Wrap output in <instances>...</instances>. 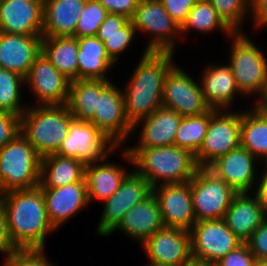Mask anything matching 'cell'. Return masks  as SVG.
Returning a JSON list of instances; mask_svg holds the SVG:
<instances>
[{"mask_svg": "<svg viewBox=\"0 0 267 266\" xmlns=\"http://www.w3.org/2000/svg\"><path fill=\"white\" fill-rule=\"evenodd\" d=\"M10 240L17 250L44 249L49 233L56 231L49 222L42 189L12 190L0 195Z\"/></svg>", "mask_w": 267, "mask_h": 266, "instance_id": "cell-1", "label": "cell"}, {"mask_svg": "<svg viewBox=\"0 0 267 266\" xmlns=\"http://www.w3.org/2000/svg\"><path fill=\"white\" fill-rule=\"evenodd\" d=\"M172 52L145 51L123 91L125 113L134 126L162 106L164 80L175 65Z\"/></svg>", "mask_w": 267, "mask_h": 266, "instance_id": "cell-2", "label": "cell"}, {"mask_svg": "<svg viewBox=\"0 0 267 266\" xmlns=\"http://www.w3.org/2000/svg\"><path fill=\"white\" fill-rule=\"evenodd\" d=\"M122 155L151 188L161 184L187 183L199 168L195 155L174 145L152 148H124ZM161 181V182H160Z\"/></svg>", "mask_w": 267, "mask_h": 266, "instance_id": "cell-3", "label": "cell"}, {"mask_svg": "<svg viewBox=\"0 0 267 266\" xmlns=\"http://www.w3.org/2000/svg\"><path fill=\"white\" fill-rule=\"evenodd\" d=\"M74 116L66 104L31 105L20 116V132L41 156L55 154Z\"/></svg>", "mask_w": 267, "mask_h": 266, "instance_id": "cell-4", "label": "cell"}, {"mask_svg": "<svg viewBox=\"0 0 267 266\" xmlns=\"http://www.w3.org/2000/svg\"><path fill=\"white\" fill-rule=\"evenodd\" d=\"M42 157L21 134L0 149V195L39 186Z\"/></svg>", "mask_w": 267, "mask_h": 266, "instance_id": "cell-5", "label": "cell"}, {"mask_svg": "<svg viewBox=\"0 0 267 266\" xmlns=\"http://www.w3.org/2000/svg\"><path fill=\"white\" fill-rule=\"evenodd\" d=\"M228 65L243 96L263 95L267 86V57L243 32L233 33Z\"/></svg>", "mask_w": 267, "mask_h": 266, "instance_id": "cell-6", "label": "cell"}, {"mask_svg": "<svg viewBox=\"0 0 267 266\" xmlns=\"http://www.w3.org/2000/svg\"><path fill=\"white\" fill-rule=\"evenodd\" d=\"M196 221L223 219L237 192L208 168H198L189 181Z\"/></svg>", "mask_w": 267, "mask_h": 266, "instance_id": "cell-7", "label": "cell"}, {"mask_svg": "<svg viewBox=\"0 0 267 266\" xmlns=\"http://www.w3.org/2000/svg\"><path fill=\"white\" fill-rule=\"evenodd\" d=\"M241 112L217 109L210 117L207 133L195 155L198 167L208 168L219 157L241 145Z\"/></svg>", "mask_w": 267, "mask_h": 266, "instance_id": "cell-8", "label": "cell"}, {"mask_svg": "<svg viewBox=\"0 0 267 266\" xmlns=\"http://www.w3.org/2000/svg\"><path fill=\"white\" fill-rule=\"evenodd\" d=\"M118 148L91 122L73 119L69 131L55 153L79 160L85 167L101 162Z\"/></svg>", "mask_w": 267, "mask_h": 266, "instance_id": "cell-9", "label": "cell"}, {"mask_svg": "<svg viewBox=\"0 0 267 266\" xmlns=\"http://www.w3.org/2000/svg\"><path fill=\"white\" fill-rule=\"evenodd\" d=\"M130 20L137 33H150L145 51L175 53V41L182 37L181 26L172 19L161 2H139Z\"/></svg>", "mask_w": 267, "mask_h": 266, "instance_id": "cell-10", "label": "cell"}, {"mask_svg": "<svg viewBox=\"0 0 267 266\" xmlns=\"http://www.w3.org/2000/svg\"><path fill=\"white\" fill-rule=\"evenodd\" d=\"M189 231L192 258L198 262L213 264L243 243L224 219L196 222Z\"/></svg>", "mask_w": 267, "mask_h": 266, "instance_id": "cell-11", "label": "cell"}, {"mask_svg": "<svg viewBox=\"0 0 267 266\" xmlns=\"http://www.w3.org/2000/svg\"><path fill=\"white\" fill-rule=\"evenodd\" d=\"M131 171L123 179L120 187L104 201L103 212L97 224L96 232L99 236H109L121 222L124 214L152 192L148 181L134 169Z\"/></svg>", "mask_w": 267, "mask_h": 266, "instance_id": "cell-12", "label": "cell"}, {"mask_svg": "<svg viewBox=\"0 0 267 266\" xmlns=\"http://www.w3.org/2000/svg\"><path fill=\"white\" fill-rule=\"evenodd\" d=\"M162 106L173 109L182 117L200 115L210 109L204 101L200 83L177 65L165 77Z\"/></svg>", "mask_w": 267, "mask_h": 266, "instance_id": "cell-13", "label": "cell"}, {"mask_svg": "<svg viewBox=\"0 0 267 266\" xmlns=\"http://www.w3.org/2000/svg\"><path fill=\"white\" fill-rule=\"evenodd\" d=\"M90 122L117 147L127 143L126 139L134 133L133 125L125 113L123 91L115 83L111 82L100 93L94 117Z\"/></svg>", "mask_w": 267, "mask_h": 266, "instance_id": "cell-14", "label": "cell"}, {"mask_svg": "<svg viewBox=\"0 0 267 266\" xmlns=\"http://www.w3.org/2000/svg\"><path fill=\"white\" fill-rule=\"evenodd\" d=\"M149 266H183L193 260L190 231L164 227L143 244Z\"/></svg>", "mask_w": 267, "mask_h": 266, "instance_id": "cell-15", "label": "cell"}, {"mask_svg": "<svg viewBox=\"0 0 267 266\" xmlns=\"http://www.w3.org/2000/svg\"><path fill=\"white\" fill-rule=\"evenodd\" d=\"M70 80L62 75L41 52L31 65L25 84L34 93L40 106L63 105L67 103Z\"/></svg>", "mask_w": 267, "mask_h": 266, "instance_id": "cell-16", "label": "cell"}, {"mask_svg": "<svg viewBox=\"0 0 267 266\" xmlns=\"http://www.w3.org/2000/svg\"><path fill=\"white\" fill-rule=\"evenodd\" d=\"M165 227L190 230L197 222L190 183L161 184L152 188Z\"/></svg>", "mask_w": 267, "mask_h": 266, "instance_id": "cell-17", "label": "cell"}, {"mask_svg": "<svg viewBox=\"0 0 267 266\" xmlns=\"http://www.w3.org/2000/svg\"><path fill=\"white\" fill-rule=\"evenodd\" d=\"M258 160L243 146H239L214 161L208 169L223 179L237 193L255 191L257 185L255 163ZM254 184H256L254 186Z\"/></svg>", "mask_w": 267, "mask_h": 266, "instance_id": "cell-18", "label": "cell"}, {"mask_svg": "<svg viewBox=\"0 0 267 266\" xmlns=\"http://www.w3.org/2000/svg\"><path fill=\"white\" fill-rule=\"evenodd\" d=\"M43 0H2L0 32L21 35H42Z\"/></svg>", "mask_w": 267, "mask_h": 266, "instance_id": "cell-19", "label": "cell"}, {"mask_svg": "<svg viewBox=\"0 0 267 266\" xmlns=\"http://www.w3.org/2000/svg\"><path fill=\"white\" fill-rule=\"evenodd\" d=\"M47 216L57 230L89 204L86 179L57 188H41Z\"/></svg>", "mask_w": 267, "mask_h": 266, "instance_id": "cell-20", "label": "cell"}, {"mask_svg": "<svg viewBox=\"0 0 267 266\" xmlns=\"http://www.w3.org/2000/svg\"><path fill=\"white\" fill-rule=\"evenodd\" d=\"M42 37L0 32V68L25 78L42 52Z\"/></svg>", "mask_w": 267, "mask_h": 266, "instance_id": "cell-21", "label": "cell"}, {"mask_svg": "<svg viewBox=\"0 0 267 266\" xmlns=\"http://www.w3.org/2000/svg\"><path fill=\"white\" fill-rule=\"evenodd\" d=\"M157 198L151 192L141 202L134 205L127 213L115 230H120L133 240H139L141 245L158 230L164 228Z\"/></svg>", "mask_w": 267, "mask_h": 266, "instance_id": "cell-22", "label": "cell"}, {"mask_svg": "<svg viewBox=\"0 0 267 266\" xmlns=\"http://www.w3.org/2000/svg\"><path fill=\"white\" fill-rule=\"evenodd\" d=\"M182 116L173 109L160 106L151 115L142 118L134 126L141 124L138 145L129 148H152L174 145L177 128ZM141 122V123H140Z\"/></svg>", "mask_w": 267, "mask_h": 266, "instance_id": "cell-23", "label": "cell"}, {"mask_svg": "<svg viewBox=\"0 0 267 266\" xmlns=\"http://www.w3.org/2000/svg\"><path fill=\"white\" fill-rule=\"evenodd\" d=\"M200 79L204 101L210 108L230 110L235 96L242 94L228 64L209 65Z\"/></svg>", "mask_w": 267, "mask_h": 266, "instance_id": "cell-24", "label": "cell"}, {"mask_svg": "<svg viewBox=\"0 0 267 266\" xmlns=\"http://www.w3.org/2000/svg\"><path fill=\"white\" fill-rule=\"evenodd\" d=\"M223 219L228 228L245 243L266 216L255 193L242 192L233 197Z\"/></svg>", "mask_w": 267, "mask_h": 266, "instance_id": "cell-25", "label": "cell"}, {"mask_svg": "<svg viewBox=\"0 0 267 266\" xmlns=\"http://www.w3.org/2000/svg\"><path fill=\"white\" fill-rule=\"evenodd\" d=\"M86 0H43L42 36H74Z\"/></svg>", "mask_w": 267, "mask_h": 266, "instance_id": "cell-26", "label": "cell"}, {"mask_svg": "<svg viewBox=\"0 0 267 266\" xmlns=\"http://www.w3.org/2000/svg\"><path fill=\"white\" fill-rule=\"evenodd\" d=\"M109 156L111 155L106 156L99 164L85 167L89 203L95 200L104 202L120 187L129 173L121 165L107 162Z\"/></svg>", "mask_w": 267, "mask_h": 266, "instance_id": "cell-27", "label": "cell"}, {"mask_svg": "<svg viewBox=\"0 0 267 266\" xmlns=\"http://www.w3.org/2000/svg\"><path fill=\"white\" fill-rule=\"evenodd\" d=\"M77 39L79 45L78 79L109 80L106 74L116 63L107 54L104 43L96 36Z\"/></svg>", "mask_w": 267, "mask_h": 266, "instance_id": "cell-28", "label": "cell"}, {"mask_svg": "<svg viewBox=\"0 0 267 266\" xmlns=\"http://www.w3.org/2000/svg\"><path fill=\"white\" fill-rule=\"evenodd\" d=\"M111 82L100 79L71 81L66 106L74 119L90 122L94 117L100 93Z\"/></svg>", "mask_w": 267, "mask_h": 266, "instance_id": "cell-29", "label": "cell"}, {"mask_svg": "<svg viewBox=\"0 0 267 266\" xmlns=\"http://www.w3.org/2000/svg\"><path fill=\"white\" fill-rule=\"evenodd\" d=\"M85 179V166L77 159L50 154L42 157L40 188H57Z\"/></svg>", "mask_w": 267, "mask_h": 266, "instance_id": "cell-30", "label": "cell"}, {"mask_svg": "<svg viewBox=\"0 0 267 266\" xmlns=\"http://www.w3.org/2000/svg\"><path fill=\"white\" fill-rule=\"evenodd\" d=\"M136 33L128 17L122 14H109L101 23L96 37L104 43L107 54L117 63L121 53L123 54L135 39Z\"/></svg>", "mask_w": 267, "mask_h": 266, "instance_id": "cell-31", "label": "cell"}, {"mask_svg": "<svg viewBox=\"0 0 267 266\" xmlns=\"http://www.w3.org/2000/svg\"><path fill=\"white\" fill-rule=\"evenodd\" d=\"M42 52L70 81L78 80V39L74 36L42 37Z\"/></svg>", "mask_w": 267, "mask_h": 266, "instance_id": "cell-32", "label": "cell"}, {"mask_svg": "<svg viewBox=\"0 0 267 266\" xmlns=\"http://www.w3.org/2000/svg\"><path fill=\"white\" fill-rule=\"evenodd\" d=\"M241 146L257 159H267V114L256 105L241 111Z\"/></svg>", "mask_w": 267, "mask_h": 266, "instance_id": "cell-33", "label": "cell"}, {"mask_svg": "<svg viewBox=\"0 0 267 266\" xmlns=\"http://www.w3.org/2000/svg\"><path fill=\"white\" fill-rule=\"evenodd\" d=\"M216 110L210 108L200 115L182 117L176 131L174 146L196 155L207 133L210 117Z\"/></svg>", "mask_w": 267, "mask_h": 266, "instance_id": "cell-34", "label": "cell"}, {"mask_svg": "<svg viewBox=\"0 0 267 266\" xmlns=\"http://www.w3.org/2000/svg\"><path fill=\"white\" fill-rule=\"evenodd\" d=\"M194 31L212 33L219 29L227 37L234 33L219 17L217 11L208 0H198L191 9L186 21L181 26V35Z\"/></svg>", "mask_w": 267, "mask_h": 266, "instance_id": "cell-35", "label": "cell"}, {"mask_svg": "<svg viewBox=\"0 0 267 266\" xmlns=\"http://www.w3.org/2000/svg\"><path fill=\"white\" fill-rule=\"evenodd\" d=\"M24 86H26L25 78L17 73L0 68V111L22 115L28 106L20 103L23 100L21 90Z\"/></svg>", "mask_w": 267, "mask_h": 266, "instance_id": "cell-36", "label": "cell"}, {"mask_svg": "<svg viewBox=\"0 0 267 266\" xmlns=\"http://www.w3.org/2000/svg\"><path fill=\"white\" fill-rule=\"evenodd\" d=\"M219 17L234 32H242L245 17H250V0H208ZM248 13V14H247Z\"/></svg>", "mask_w": 267, "mask_h": 266, "instance_id": "cell-37", "label": "cell"}, {"mask_svg": "<svg viewBox=\"0 0 267 266\" xmlns=\"http://www.w3.org/2000/svg\"><path fill=\"white\" fill-rule=\"evenodd\" d=\"M108 15L109 12L98 0H86L75 29L74 37L96 36L101 23Z\"/></svg>", "mask_w": 267, "mask_h": 266, "instance_id": "cell-38", "label": "cell"}, {"mask_svg": "<svg viewBox=\"0 0 267 266\" xmlns=\"http://www.w3.org/2000/svg\"><path fill=\"white\" fill-rule=\"evenodd\" d=\"M3 266H55L45 255L44 249L15 250Z\"/></svg>", "mask_w": 267, "mask_h": 266, "instance_id": "cell-39", "label": "cell"}, {"mask_svg": "<svg viewBox=\"0 0 267 266\" xmlns=\"http://www.w3.org/2000/svg\"><path fill=\"white\" fill-rule=\"evenodd\" d=\"M256 258L246 243L230 251L225 257L214 262L212 266H253Z\"/></svg>", "mask_w": 267, "mask_h": 266, "instance_id": "cell-40", "label": "cell"}, {"mask_svg": "<svg viewBox=\"0 0 267 266\" xmlns=\"http://www.w3.org/2000/svg\"><path fill=\"white\" fill-rule=\"evenodd\" d=\"M258 260H267V218L254 230L245 242Z\"/></svg>", "mask_w": 267, "mask_h": 266, "instance_id": "cell-41", "label": "cell"}, {"mask_svg": "<svg viewBox=\"0 0 267 266\" xmlns=\"http://www.w3.org/2000/svg\"><path fill=\"white\" fill-rule=\"evenodd\" d=\"M20 133V116L0 111V149Z\"/></svg>", "mask_w": 267, "mask_h": 266, "instance_id": "cell-42", "label": "cell"}, {"mask_svg": "<svg viewBox=\"0 0 267 266\" xmlns=\"http://www.w3.org/2000/svg\"><path fill=\"white\" fill-rule=\"evenodd\" d=\"M197 1L198 0H161V3L172 19L182 26Z\"/></svg>", "mask_w": 267, "mask_h": 266, "instance_id": "cell-43", "label": "cell"}, {"mask_svg": "<svg viewBox=\"0 0 267 266\" xmlns=\"http://www.w3.org/2000/svg\"><path fill=\"white\" fill-rule=\"evenodd\" d=\"M109 14H122L131 19L139 0H98Z\"/></svg>", "mask_w": 267, "mask_h": 266, "instance_id": "cell-44", "label": "cell"}, {"mask_svg": "<svg viewBox=\"0 0 267 266\" xmlns=\"http://www.w3.org/2000/svg\"><path fill=\"white\" fill-rule=\"evenodd\" d=\"M17 250L10 240L7 228V216L4 204L0 199V253L5 255V259Z\"/></svg>", "mask_w": 267, "mask_h": 266, "instance_id": "cell-45", "label": "cell"}, {"mask_svg": "<svg viewBox=\"0 0 267 266\" xmlns=\"http://www.w3.org/2000/svg\"><path fill=\"white\" fill-rule=\"evenodd\" d=\"M250 18L254 26L261 29L267 26V0H250Z\"/></svg>", "mask_w": 267, "mask_h": 266, "instance_id": "cell-46", "label": "cell"}, {"mask_svg": "<svg viewBox=\"0 0 267 266\" xmlns=\"http://www.w3.org/2000/svg\"><path fill=\"white\" fill-rule=\"evenodd\" d=\"M256 193L259 204L262 206L264 214L267 218V173H263L261 178L257 181Z\"/></svg>", "mask_w": 267, "mask_h": 266, "instance_id": "cell-47", "label": "cell"}, {"mask_svg": "<svg viewBox=\"0 0 267 266\" xmlns=\"http://www.w3.org/2000/svg\"><path fill=\"white\" fill-rule=\"evenodd\" d=\"M264 114H267V86L263 95L256 100L255 104Z\"/></svg>", "mask_w": 267, "mask_h": 266, "instance_id": "cell-48", "label": "cell"}, {"mask_svg": "<svg viewBox=\"0 0 267 266\" xmlns=\"http://www.w3.org/2000/svg\"><path fill=\"white\" fill-rule=\"evenodd\" d=\"M183 266H212V264L192 260L191 262H189Z\"/></svg>", "mask_w": 267, "mask_h": 266, "instance_id": "cell-49", "label": "cell"}, {"mask_svg": "<svg viewBox=\"0 0 267 266\" xmlns=\"http://www.w3.org/2000/svg\"><path fill=\"white\" fill-rule=\"evenodd\" d=\"M253 266H267V260H258L254 261Z\"/></svg>", "mask_w": 267, "mask_h": 266, "instance_id": "cell-50", "label": "cell"}, {"mask_svg": "<svg viewBox=\"0 0 267 266\" xmlns=\"http://www.w3.org/2000/svg\"><path fill=\"white\" fill-rule=\"evenodd\" d=\"M265 163V168L262 170V173L264 172V173H267V159L264 161Z\"/></svg>", "mask_w": 267, "mask_h": 266, "instance_id": "cell-51", "label": "cell"}, {"mask_svg": "<svg viewBox=\"0 0 267 266\" xmlns=\"http://www.w3.org/2000/svg\"><path fill=\"white\" fill-rule=\"evenodd\" d=\"M146 1L161 2V0H139V2H146Z\"/></svg>", "mask_w": 267, "mask_h": 266, "instance_id": "cell-52", "label": "cell"}]
</instances>
